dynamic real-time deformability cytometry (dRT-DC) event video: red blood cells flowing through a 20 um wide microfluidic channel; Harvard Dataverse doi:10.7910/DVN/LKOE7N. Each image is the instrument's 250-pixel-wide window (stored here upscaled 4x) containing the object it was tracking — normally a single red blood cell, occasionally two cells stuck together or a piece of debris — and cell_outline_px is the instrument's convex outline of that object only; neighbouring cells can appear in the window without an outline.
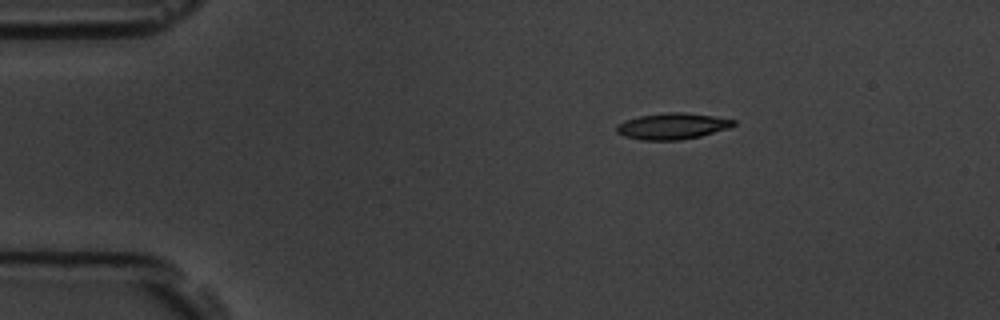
{"species": "common noctule bat (a hibernating species)", "species_latin": "Nyctalus noctula", "temperature_condition": "room temperature", "stored_images_in_passage": 3, "camera_frame_rate_fps": 3000, "um_per_image_px": 0.085, "animal": {"sex": "male", "body_mass_g": 19.5, "forearm_length_mm": 54.6}, "frame": {"image": 1, "passage_image": 1, "time_ms": 0.0, "image_size_px": [1000, 320], "cell_outline_px": [[736, 124], [728, 128], [700, 136], [680, 140], [644, 140], [624, 136], [616, 132], [616, 124], [624, 120], [640, 116], [664, 112], [684, 112], [712, 116], [736, 120]], "centroid_in_image_um": [57.12, 10.72], "position_along_channel_um": 27.9, "area_um2": 17.86}}